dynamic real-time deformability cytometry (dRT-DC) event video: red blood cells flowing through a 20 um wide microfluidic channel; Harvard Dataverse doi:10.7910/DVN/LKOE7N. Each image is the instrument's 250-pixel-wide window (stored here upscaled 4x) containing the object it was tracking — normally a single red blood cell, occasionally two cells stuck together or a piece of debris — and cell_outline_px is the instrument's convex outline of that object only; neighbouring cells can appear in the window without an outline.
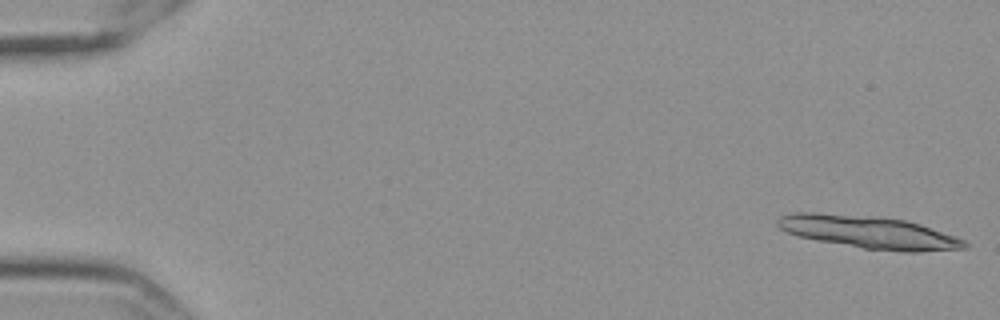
{"species": "Egyptian fruit bat (a non-hibernating species)", "species_latin": "Rousettus aegyptiacus", "temperature_condition": "cold", "stored_images_in_passage": 16, "camera_frame_rate_fps": 3000, "um_per_image_px": 0.085, "frame": {"image": 1, "passage_image": 1, "time_ms": 0.0, "image_size_px": [1000, 320], "cell_outline_px": [[968, 248], [920, 252], [900, 252], [864, 248], [816, 240], [796, 236], [780, 228], [776, 224], [776, 220], [780, 216], [792, 212], [820, 212], [880, 216], [904, 220], [920, 224], [956, 236], [964, 240], [968, 244]], "centroid_in_image_um": [73.84, 19.72], "position_along_channel_um": 11.2, "area_um2": 35.95}}